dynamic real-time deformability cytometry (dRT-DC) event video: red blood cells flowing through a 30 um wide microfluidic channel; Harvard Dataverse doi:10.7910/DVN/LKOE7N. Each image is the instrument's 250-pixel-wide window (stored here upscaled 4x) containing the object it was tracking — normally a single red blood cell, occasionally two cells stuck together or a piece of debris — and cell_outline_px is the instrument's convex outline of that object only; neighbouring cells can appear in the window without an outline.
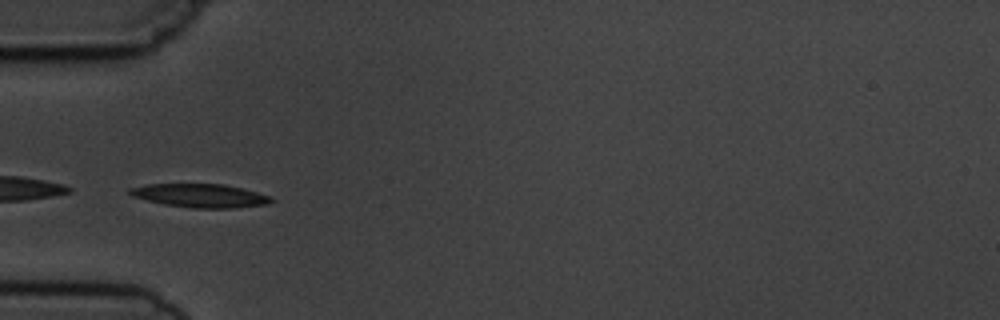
{"species": "common noctule bat (a hibernating species)", "species_latin": "Nyctalus noctula", "temperature_condition": "cold", "stored_images_in_passage": 7, "camera_frame_rate_fps": 3000, "um_per_image_px": 0.085, "animal": {"sex": "male", "body_mass_g": 19.5, "forearm_length_mm": 54.6}, "frame": {"image": 1, "passage_image": 5, "time_ms": 4.667, "image_size_px": [1000, 320], "cell_outline_px": [[276, 200], [268, 204], [232, 208], [192, 208], [164, 204], [132, 196], [128, 192], [128, 188], [148, 184], [224, 184], [272, 196]], "centroid_in_image_um": [17.04, 16.63], "position_along_channel_um": 68.0, "area_um2": 19.36}}
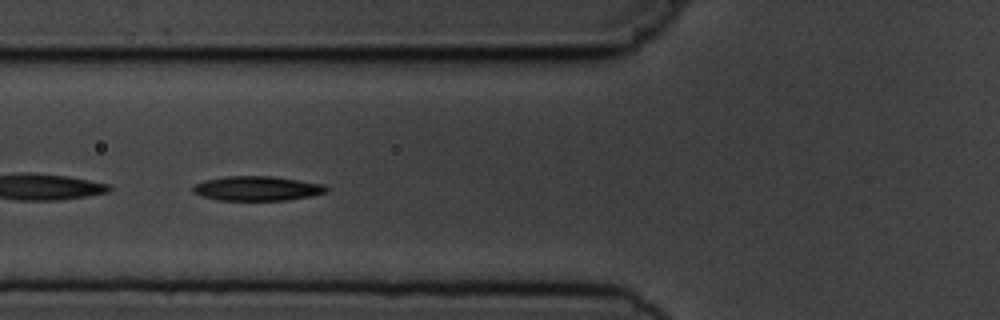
{"frame": {"image": 2, "passage_image": 6, "time_ms": 5.667, "image_size_px": [1000, 320], "cell_outline_px": [[328, 192], [312, 196], [288, 200], [216, 200], [192, 192], [192, 184], [204, 180], [224, 176], [276, 176], [324, 184], [328, 188]], "centroid_in_image_um": [21.86, 16.01], "position_along_channel_um": 103.9, "area_um2": 19.36}}